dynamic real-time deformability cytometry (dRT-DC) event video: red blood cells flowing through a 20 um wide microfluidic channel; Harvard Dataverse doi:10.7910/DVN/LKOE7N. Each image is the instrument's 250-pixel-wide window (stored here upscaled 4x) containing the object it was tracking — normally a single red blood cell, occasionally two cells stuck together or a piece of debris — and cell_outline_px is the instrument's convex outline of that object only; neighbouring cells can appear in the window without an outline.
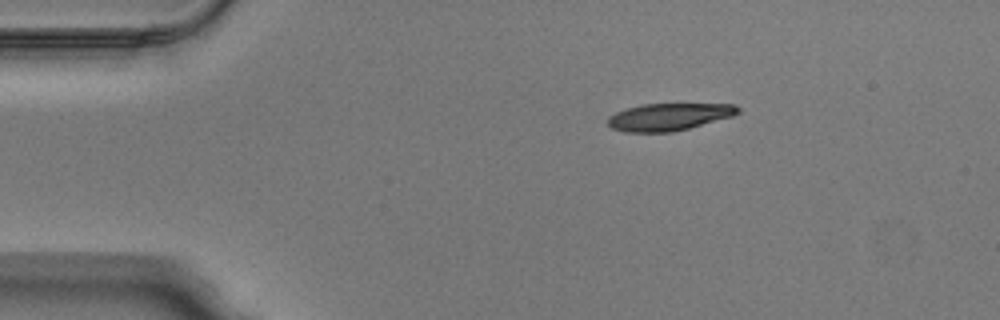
{"species": "Egyptian fruit bat (a non-hibernating species)", "species_latin": "Rousettus aegyptiacus", "temperature_condition": "warm", "stored_images_in_passage": 42, "camera_frame_rate_fps": 3000, "um_per_image_px": 0.085, "animal": {"sex": "male"}, "frame": {"image": 1, "passage_image": 1, "time_ms": 0.0, "image_size_px": [1000, 320], "cell_outline_px": [[740, 112], [732, 116], [688, 128], [668, 132], [628, 132], [612, 128], [608, 124], [608, 116], [616, 112], [628, 108], [644, 104], [732, 104], [740, 108]], "centroid_in_image_um": [56.85, 9.93], "position_along_channel_um": 28.2, "area_um2": 20.35}}
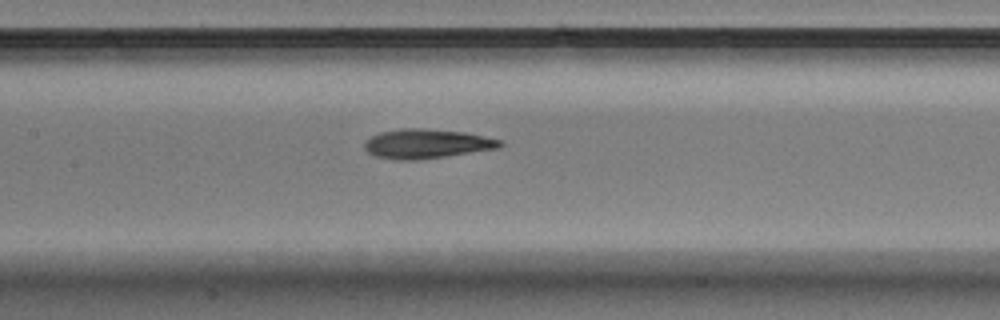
{"frame": {"image": 2, "passage_image": 16, "time_ms": 5.0, "image_size_px": [1000, 320], "cell_outline_px": [[504, 144], [500, 148], [444, 156], [412, 160], [396, 160], [376, 156], [368, 152], [364, 148], [364, 144], [372, 136], [380, 132], [404, 128], [420, 128], [464, 132], [500, 140]], "centroid_in_image_um": [36.26, 12.22], "position_along_channel_um": 171.1, "area_um2": 22.83}}
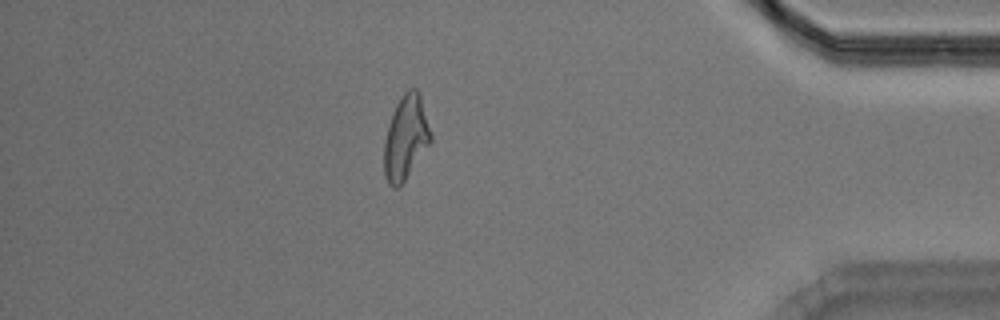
{"frame": {"image": 3, "passage_image": 36, "time_ms": 11.667, "image_size_px": [1000, 320], "cell_outline_px": [[432, 144], [400, 188], [392, 188], [388, 184], [384, 176], [384, 140], [388, 124], [392, 112], [400, 96], [408, 88], [416, 88], [420, 92], [432, 136]], "centroid_in_image_um": [34.5, 11.73], "position_along_channel_um": 400.7, "area_um2": 23.7}, "authors_computed_cell_mechanics": {"area_um2": 22.542, "velocity_mm_per_s": 4.0248, "shape_relaxation_time_tau1_ms": 6.1725, "shape_relaxation_time_tau2_ms": 3.284, "deformation_change_tau1": 0.2332, "deformation_change_tau2": 0.1341}}